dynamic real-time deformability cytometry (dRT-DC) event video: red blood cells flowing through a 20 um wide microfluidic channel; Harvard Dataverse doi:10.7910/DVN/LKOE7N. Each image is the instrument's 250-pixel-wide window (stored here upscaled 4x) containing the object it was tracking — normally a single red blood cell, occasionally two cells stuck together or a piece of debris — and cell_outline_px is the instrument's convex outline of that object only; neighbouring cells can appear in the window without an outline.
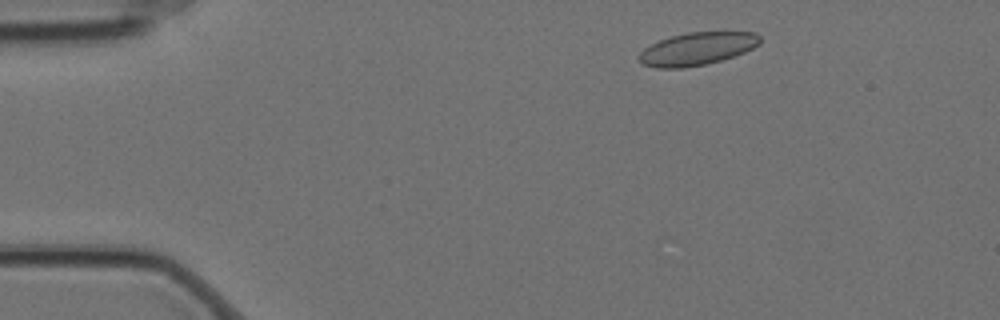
{"species": "Egyptian fruit bat (a non-hibernating species)", "species_latin": "Rousettus aegyptiacus", "temperature_condition": "cold", "stored_images_in_passage": 5, "camera_frame_rate_fps": 3000, "um_per_image_px": 0.085, "animal": {"sex": "female"}, "frame": {"image": 1, "passage_image": 2, "time_ms": 0.333, "image_size_px": [1000, 320], "cell_outline_px": [[760, 44], [744, 52], [720, 60], [704, 64], [684, 68], [656, 68], [644, 64], [640, 60], [640, 52], [644, 48], [660, 40], [672, 36], [688, 32], [756, 32], [760, 36]], "centroid_in_image_um": [59.27, 4.14], "position_along_channel_um": 25.7, "area_um2": 22.77}}
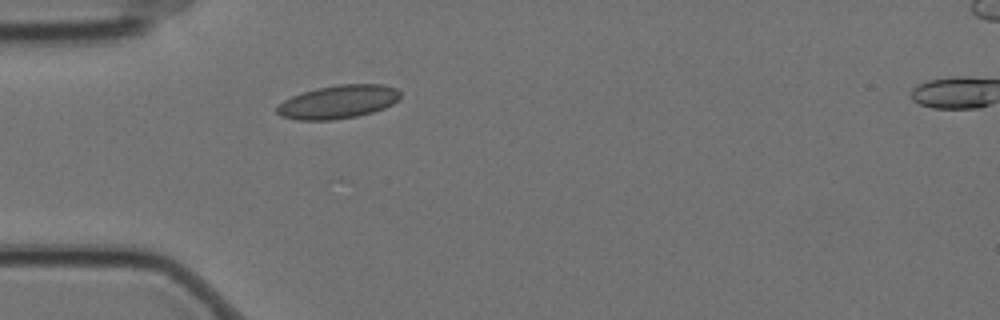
{"frame": {"image": 2, "passage_image": 4, "time_ms": 1.0, "image_size_px": [1000, 320], "cell_outline_px": [[400, 96], [392, 104], [384, 108], [372, 112], [356, 116], [332, 120], [296, 120], [280, 116], [276, 112], [276, 108], [284, 100], [292, 96], [316, 88], [340, 84], [384, 84], [396, 88], [400, 92]], "centroid_in_image_um": [28.73, 8.66], "position_along_channel_um": 56.3, "area_um2": 23.93}}